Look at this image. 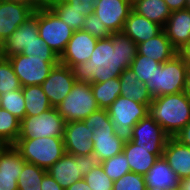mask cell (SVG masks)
I'll return each mask as SVG.
<instances>
[{
    "label": "cell",
    "mask_w": 190,
    "mask_h": 190,
    "mask_svg": "<svg viewBox=\"0 0 190 190\" xmlns=\"http://www.w3.org/2000/svg\"><path fill=\"white\" fill-rule=\"evenodd\" d=\"M46 173V169L26 162L17 180L18 190H41V182Z\"/></svg>",
    "instance_id": "32"
},
{
    "label": "cell",
    "mask_w": 190,
    "mask_h": 190,
    "mask_svg": "<svg viewBox=\"0 0 190 190\" xmlns=\"http://www.w3.org/2000/svg\"><path fill=\"white\" fill-rule=\"evenodd\" d=\"M132 10V0H97L93 13L110 33H115L122 31Z\"/></svg>",
    "instance_id": "14"
},
{
    "label": "cell",
    "mask_w": 190,
    "mask_h": 190,
    "mask_svg": "<svg viewBox=\"0 0 190 190\" xmlns=\"http://www.w3.org/2000/svg\"><path fill=\"white\" fill-rule=\"evenodd\" d=\"M179 186L181 190H190V176L179 179Z\"/></svg>",
    "instance_id": "48"
},
{
    "label": "cell",
    "mask_w": 190,
    "mask_h": 190,
    "mask_svg": "<svg viewBox=\"0 0 190 190\" xmlns=\"http://www.w3.org/2000/svg\"><path fill=\"white\" fill-rule=\"evenodd\" d=\"M146 190H164V189L154 187V188H146Z\"/></svg>",
    "instance_id": "52"
},
{
    "label": "cell",
    "mask_w": 190,
    "mask_h": 190,
    "mask_svg": "<svg viewBox=\"0 0 190 190\" xmlns=\"http://www.w3.org/2000/svg\"><path fill=\"white\" fill-rule=\"evenodd\" d=\"M166 190H181L180 186H175V187H172V188H167Z\"/></svg>",
    "instance_id": "50"
},
{
    "label": "cell",
    "mask_w": 190,
    "mask_h": 190,
    "mask_svg": "<svg viewBox=\"0 0 190 190\" xmlns=\"http://www.w3.org/2000/svg\"><path fill=\"white\" fill-rule=\"evenodd\" d=\"M6 1L23 4L33 9L34 11H36L37 9L41 8L44 5L43 0H6Z\"/></svg>",
    "instance_id": "44"
},
{
    "label": "cell",
    "mask_w": 190,
    "mask_h": 190,
    "mask_svg": "<svg viewBox=\"0 0 190 190\" xmlns=\"http://www.w3.org/2000/svg\"><path fill=\"white\" fill-rule=\"evenodd\" d=\"M185 94L190 98V67L187 68Z\"/></svg>",
    "instance_id": "49"
},
{
    "label": "cell",
    "mask_w": 190,
    "mask_h": 190,
    "mask_svg": "<svg viewBox=\"0 0 190 190\" xmlns=\"http://www.w3.org/2000/svg\"><path fill=\"white\" fill-rule=\"evenodd\" d=\"M163 157L179 179L190 176V147L181 144L174 137H169Z\"/></svg>",
    "instance_id": "23"
},
{
    "label": "cell",
    "mask_w": 190,
    "mask_h": 190,
    "mask_svg": "<svg viewBox=\"0 0 190 190\" xmlns=\"http://www.w3.org/2000/svg\"><path fill=\"white\" fill-rule=\"evenodd\" d=\"M4 146V144L0 141V149Z\"/></svg>",
    "instance_id": "53"
},
{
    "label": "cell",
    "mask_w": 190,
    "mask_h": 190,
    "mask_svg": "<svg viewBox=\"0 0 190 190\" xmlns=\"http://www.w3.org/2000/svg\"><path fill=\"white\" fill-rule=\"evenodd\" d=\"M120 87L119 77L101 83H92L91 90L98 107L107 109L121 95Z\"/></svg>",
    "instance_id": "29"
},
{
    "label": "cell",
    "mask_w": 190,
    "mask_h": 190,
    "mask_svg": "<svg viewBox=\"0 0 190 190\" xmlns=\"http://www.w3.org/2000/svg\"><path fill=\"white\" fill-rule=\"evenodd\" d=\"M148 114L169 137H174L190 121V98L184 91L154 97Z\"/></svg>",
    "instance_id": "2"
},
{
    "label": "cell",
    "mask_w": 190,
    "mask_h": 190,
    "mask_svg": "<svg viewBox=\"0 0 190 190\" xmlns=\"http://www.w3.org/2000/svg\"><path fill=\"white\" fill-rule=\"evenodd\" d=\"M162 63L155 61L154 59L136 54L133 62L131 63L130 69H132L139 82L145 84L148 80H152L157 67L160 66Z\"/></svg>",
    "instance_id": "33"
},
{
    "label": "cell",
    "mask_w": 190,
    "mask_h": 190,
    "mask_svg": "<svg viewBox=\"0 0 190 190\" xmlns=\"http://www.w3.org/2000/svg\"><path fill=\"white\" fill-rule=\"evenodd\" d=\"M181 144L190 147V121L174 136Z\"/></svg>",
    "instance_id": "43"
},
{
    "label": "cell",
    "mask_w": 190,
    "mask_h": 190,
    "mask_svg": "<svg viewBox=\"0 0 190 190\" xmlns=\"http://www.w3.org/2000/svg\"><path fill=\"white\" fill-rule=\"evenodd\" d=\"M137 54L144 55L154 59L155 61L164 63L177 55V49L167 38L165 31L162 30L155 37L137 44Z\"/></svg>",
    "instance_id": "24"
},
{
    "label": "cell",
    "mask_w": 190,
    "mask_h": 190,
    "mask_svg": "<svg viewBox=\"0 0 190 190\" xmlns=\"http://www.w3.org/2000/svg\"><path fill=\"white\" fill-rule=\"evenodd\" d=\"M65 120L54 107L40 115L25 116L21 120L18 139L63 137Z\"/></svg>",
    "instance_id": "11"
},
{
    "label": "cell",
    "mask_w": 190,
    "mask_h": 190,
    "mask_svg": "<svg viewBox=\"0 0 190 190\" xmlns=\"http://www.w3.org/2000/svg\"><path fill=\"white\" fill-rule=\"evenodd\" d=\"M25 163L14 145L0 149V190H18L17 180Z\"/></svg>",
    "instance_id": "17"
},
{
    "label": "cell",
    "mask_w": 190,
    "mask_h": 190,
    "mask_svg": "<svg viewBox=\"0 0 190 190\" xmlns=\"http://www.w3.org/2000/svg\"><path fill=\"white\" fill-rule=\"evenodd\" d=\"M44 4H47L72 29L82 30V24L87 15L73 9L72 5L66 0H54Z\"/></svg>",
    "instance_id": "30"
},
{
    "label": "cell",
    "mask_w": 190,
    "mask_h": 190,
    "mask_svg": "<svg viewBox=\"0 0 190 190\" xmlns=\"http://www.w3.org/2000/svg\"><path fill=\"white\" fill-rule=\"evenodd\" d=\"M105 173L113 181L118 180L123 175L131 172L127 158L123 152L100 162Z\"/></svg>",
    "instance_id": "36"
},
{
    "label": "cell",
    "mask_w": 190,
    "mask_h": 190,
    "mask_svg": "<svg viewBox=\"0 0 190 190\" xmlns=\"http://www.w3.org/2000/svg\"><path fill=\"white\" fill-rule=\"evenodd\" d=\"M99 164L100 162L94 154L74 156L65 153L47 169V172L63 189H66L74 182L83 179L91 169Z\"/></svg>",
    "instance_id": "7"
},
{
    "label": "cell",
    "mask_w": 190,
    "mask_h": 190,
    "mask_svg": "<svg viewBox=\"0 0 190 190\" xmlns=\"http://www.w3.org/2000/svg\"><path fill=\"white\" fill-rule=\"evenodd\" d=\"M137 54V45L123 31L111 33L110 37L99 39L87 62L73 66L76 82L101 83L118 78L130 68Z\"/></svg>",
    "instance_id": "1"
},
{
    "label": "cell",
    "mask_w": 190,
    "mask_h": 190,
    "mask_svg": "<svg viewBox=\"0 0 190 190\" xmlns=\"http://www.w3.org/2000/svg\"><path fill=\"white\" fill-rule=\"evenodd\" d=\"M70 3L73 9L80 11L81 14L88 15L92 14L94 11V6L97 0H66Z\"/></svg>",
    "instance_id": "41"
},
{
    "label": "cell",
    "mask_w": 190,
    "mask_h": 190,
    "mask_svg": "<svg viewBox=\"0 0 190 190\" xmlns=\"http://www.w3.org/2000/svg\"><path fill=\"white\" fill-rule=\"evenodd\" d=\"M65 190H91V189L88 183H86L84 179H81L78 182H74L71 186H69Z\"/></svg>",
    "instance_id": "47"
},
{
    "label": "cell",
    "mask_w": 190,
    "mask_h": 190,
    "mask_svg": "<svg viewBox=\"0 0 190 190\" xmlns=\"http://www.w3.org/2000/svg\"><path fill=\"white\" fill-rule=\"evenodd\" d=\"M0 98L1 108L7 110L19 120L25 117L26 110L22 89L6 92L0 95Z\"/></svg>",
    "instance_id": "34"
},
{
    "label": "cell",
    "mask_w": 190,
    "mask_h": 190,
    "mask_svg": "<svg viewBox=\"0 0 190 190\" xmlns=\"http://www.w3.org/2000/svg\"><path fill=\"white\" fill-rule=\"evenodd\" d=\"M44 1V3H46V2H51V0H43Z\"/></svg>",
    "instance_id": "54"
},
{
    "label": "cell",
    "mask_w": 190,
    "mask_h": 190,
    "mask_svg": "<svg viewBox=\"0 0 190 190\" xmlns=\"http://www.w3.org/2000/svg\"><path fill=\"white\" fill-rule=\"evenodd\" d=\"M93 131L94 128L87 127L82 120L66 122L63 132L66 153L74 156L93 154Z\"/></svg>",
    "instance_id": "15"
},
{
    "label": "cell",
    "mask_w": 190,
    "mask_h": 190,
    "mask_svg": "<svg viewBox=\"0 0 190 190\" xmlns=\"http://www.w3.org/2000/svg\"><path fill=\"white\" fill-rule=\"evenodd\" d=\"M22 93L25 101V116L40 115L52 108L41 85L24 86Z\"/></svg>",
    "instance_id": "28"
},
{
    "label": "cell",
    "mask_w": 190,
    "mask_h": 190,
    "mask_svg": "<svg viewBox=\"0 0 190 190\" xmlns=\"http://www.w3.org/2000/svg\"><path fill=\"white\" fill-rule=\"evenodd\" d=\"M150 104L137 103L120 95L108 108V114L114 125V134L124 142L131 141L133 127L149 113Z\"/></svg>",
    "instance_id": "6"
},
{
    "label": "cell",
    "mask_w": 190,
    "mask_h": 190,
    "mask_svg": "<svg viewBox=\"0 0 190 190\" xmlns=\"http://www.w3.org/2000/svg\"><path fill=\"white\" fill-rule=\"evenodd\" d=\"M74 31L47 4L38 9V34L59 57Z\"/></svg>",
    "instance_id": "8"
},
{
    "label": "cell",
    "mask_w": 190,
    "mask_h": 190,
    "mask_svg": "<svg viewBox=\"0 0 190 190\" xmlns=\"http://www.w3.org/2000/svg\"><path fill=\"white\" fill-rule=\"evenodd\" d=\"M177 55L190 67V41L177 50Z\"/></svg>",
    "instance_id": "45"
},
{
    "label": "cell",
    "mask_w": 190,
    "mask_h": 190,
    "mask_svg": "<svg viewBox=\"0 0 190 190\" xmlns=\"http://www.w3.org/2000/svg\"><path fill=\"white\" fill-rule=\"evenodd\" d=\"M187 68V64L176 55L158 66L152 80H148L145 86L153 98L185 91Z\"/></svg>",
    "instance_id": "5"
},
{
    "label": "cell",
    "mask_w": 190,
    "mask_h": 190,
    "mask_svg": "<svg viewBox=\"0 0 190 190\" xmlns=\"http://www.w3.org/2000/svg\"><path fill=\"white\" fill-rule=\"evenodd\" d=\"M76 83L72 69L58 63L41 84L52 107L56 108L72 90Z\"/></svg>",
    "instance_id": "13"
},
{
    "label": "cell",
    "mask_w": 190,
    "mask_h": 190,
    "mask_svg": "<svg viewBox=\"0 0 190 190\" xmlns=\"http://www.w3.org/2000/svg\"><path fill=\"white\" fill-rule=\"evenodd\" d=\"M98 39L83 30H75L67 43L65 51L59 57V63L72 68L87 62L96 46Z\"/></svg>",
    "instance_id": "16"
},
{
    "label": "cell",
    "mask_w": 190,
    "mask_h": 190,
    "mask_svg": "<svg viewBox=\"0 0 190 190\" xmlns=\"http://www.w3.org/2000/svg\"><path fill=\"white\" fill-rule=\"evenodd\" d=\"M163 30L172 45L179 50L190 41V10L171 12Z\"/></svg>",
    "instance_id": "21"
},
{
    "label": "cell",
    "mask_w": 190,
    "mask_h": 190,
    "mask_svg": "<svg viewBox=\"0 0 190 190\" xmlns=\"http://www.w3.org/2000/svg\"><path fill=\"white\" fill-rule=\"evenodd\" d=\"M113 190H146L145 176L129 172L114 181Z\"/></svg>",
    "instance_id": "38"
},
{
    "label": "cell",
    "mask_w": 190,
    "mask_h": 190,
    "mask_svg": "<svg viewBox=\"0 0 190 190\" xmlns=\"http://www.w3.org/2000/svg\"><path fill=\"white\" fill-rule=\"evenodd\" d=\"M91 190H113L114 181L105 173L101 163L83 177Z\"/></svg>",
    "instance_id": "37"
},
{
    "label": "cell",
    "mask_w": 190,
    "mask_h": 190,
    "mask_svg": "<svg viewBox=\"0 0 190 190\" xmlns=\"http://www.w3.org/2000/svg\"><path fill=\"white\" fill-rule=\"evenodd\" d=\"M171 12L186 9V0H164Z\"/></svg>",
    "instance_id": "46"
},
{
    "label": "cell",
    "mask_w": 190,
    "mask_h": 190,
    "mask_svg": "<svg viewBox=\"0 0 190 190\" xmlns=\"http://www.w3.org/2000/svg\"><path fill=\"white\" fill-rule=\"evenodd\" d=\"M34 10L23 4L0 1V44L8 39L11 34L29 17Z\"/></svg>",
    "instance_id": "19"
},
{
    "label": "cell",
    "mask_w": 190,
    "mask_h": 190,
    "mask_svg": "<svg viewBox=\"0 0 190 190\" xmlns=\"http://www.w3.org/2000/svg\"><path fill=\"white\" fill-rule=\"evenodd\" d=\"M22 89V85L8 58L0 56V95Z\"/></svg>",
    "instance_id": "35"
},
{
    "label": "cell",
    "mask_w": 190,
    "mask_h": 190,
    "mask_svg": "<svg viewBox=\"0 0 190 190\" xmlns=\"http://www.w3.org/2000/svg\"><path fill=\"white\" fill-rule=\"evenodd\" d=\"M132 9L139 15L164 27L171 11L164 0H132Z\"/></svg>",
    "instance_id": "27"
},
{
    "label": "cell",
    "mask_w": 190,
    "mask_h": 190,
    "mask_svg": "<svg viewBox=\"0 0 190 190\" xmlns=\"http://www.w3.org/2000/svg\"><path fill=\"white\" fill-rule=\"evenodd\" d=\"M82 121L87 127L94 128L91 141L93 154L99 162L123 152L125 142L114 134V125L107 109L99 108Z\"/></svg>",
    "instance_id": "3"
},
{
    "label": "cell",
    "mask_w": 190,
    "mask_h": 190,
    "mask_svg": "<svg viewBox=\"0 0 190 190\" xmlns=\"http://www.w3.org/2000/svg\"><path fill=\"white\" fill-rule=\"evenodd\" d=\"M82 30L98 40L110 37L111 35L103 22L94 13L86 16L82 24Z\"/></svg>",
    "instance_id": "39"
},
{
    "label": "cell",
    "mask_w": 190,
    "mask_h": 190,
    "mask_svg": "<svg viewBox=\"0 0 190 190\" xmlns=\"http://www.w3.org/2000/svg\"><path fill=\"white\" fill-rule=\"evenodd\" d=\"M121 95L134 100L137 103L150 104L153 97L145 84L139 82L135 72L126 68L119 76Z\"/></svg>",
    "instance_id": "26"
},
{
    "label": "cell",
    "mask_w": 190,
    "mask_h": 190,
    "mask_svg": "<svg viewBox=\"0 0 190 190\" xmlns=\"http://www.w3.org/2000/svg\"><path fill=\"white\" fill-rule=\"evenodd\" d=\"M163 151L164 149H145L132 141L125 142L123 148L131 172L141 175H145L155 161L163 156Z\"/></svg>",
    "instance_id": "20"
},
{
    "label": "cell",
    "mask_w": 190,
    "mask_h": 190,
    "mask_svg": "<svg viewBox=\"0 0 190 190\" xmlns=\"http://www.w3.org/2000/svg\"><path fill=\"white\" fill-rule=\"evenodd\" d=\"M144 176L146 188L157 187L166 190L179 185L177 174L171 169L163 156L155 161Z\"/></svg>",
    "instance_id": "25"
},
{
    "label": "cell",
    "mask_w": 190,
    "mask_h": 190,
    "mask_svg": "<svg viewBox=\"0 0 190 190\" xmlns=\"http://www.w3.org/2000/svg\"><path fill=\"white\" fill-rule=\"evenodd\" d=\"M21 120L7 110L0 108V141L4 145H14L20 133Z\"/></svg>",
    "instance_id": "31"
},
{
    "label": "cell",
    "mask_w": 190,
    "mask_h": 190,
    "mask_svg": "<svg viewBox=\"0 0 190 190\" xmlns=\"http://www.w3.org/2000/svg\"><path fill=\"white\" fill-rule=\"evenodd\" d=\"M22 87L41 85L51 70L59 63V57H37L17 54L8 57Z\"/></svg>",
    "instance_id": "9"
},
{
    "label": "cell",
    "mask_w": 190,
    "mask_h": 190,
    "mask_svg": "<svg viewBox=\"0 0 190 190\" xmlns=\"http://www.w3.org/2000/svg\"><path fill=\"white\" fill-rule=\"evenodd\" d=\"M186 9L190 10V0H186Z\"/></svg>",
    "instance_id": "51"
},
{
    "label": "cell",
    "mask_w": 190,
    "mask_h": 190,
    "mask_svg": "<svg viewBox=\"0 0 190 190\" xmlns=\"http://www.w3.org/2000/svg\"><path fill=\"white\" fill-rule=\"evenodd\" d=\"M56 109L65 122H70L84 120L99 107L93 96L91 84L76 82Z\"/></svg>",
    "instance_id": "10"
},
{
    "label": "cell",
    "mask_w": 190,
    "mask_h": 190,
    "mask_svg": "<svg viewBox=\"0 0 190 190\" xmlns=\"http://www.w3.org/2000/svg\"><path fill=\"white\" fill-rule=\"evenodd\" d=\"M38 34V9L34 14L22 23L2 44H0V56L12 57L22 54L25 48L33 44H44Z\"/></svg>",
    "instance_id": "12"
},
{
    "label": "cell",
    "mask_w": 190,
    "mask_h": 190,
    "mask_svg": "<svg viewBox=\"0 0 190 190\" xmlns=\"http://www.w3.org/2000/svg\"><path fill=\"white\" fill-rule=\"evenodd\" d=\"M22 54L37 57H59L46 43L33 44L29 48H25Z\"/></svg>",
    "instance_id": "40"
},
{
    "label": "cell",
    "mask_w": 190,
    "mask_h": 190,
    "mask_svg": "<svg viewBox=\"0 0 190 190\" xmlns=\"http://www.w3.org/2000/svg\"><path fill=\"white\" fill-rule=\"evenodd\" d=\"M163 30L159 24L131 11L122 31L137 45L155 37Z\"/></svg>",
    "instance_id": "22"
},
{
    "label": "cell",
    "mask_w": 190,
    "mask_h": 190,
    "mask_svg": "<svg viewBox=\"0 0 190 190\" xmlns=\"http://www.w3.org/2000/svg\"><path fill=\"white\" fill-rule=\"evenodd\" d=\"M41 190H65L55 179L47 172L41 182Z\"/></svg>",
    "instance_id": "42"
},
{
    "label": "cell",
    "mask_w": 190,
    "mask_h": 190,
    "mask_svg": "<svg viewBox=\"0 0 190 190\" xmlns=\"http://www.w3.org/2000/svg\"><path fill=\"white\" fill-rule=\"evenodd\" d=\"M169 136L148 114L133 127L131 141L145 149H164Z\"/></svg>",
    "instance_id": "18"
},
{
    "label": "cell",
    "mask_w": 190,
    "mask_h": 190,
    "mask_svg": "<svg viewBox=\"0 0 190 190\" xmlns=\"http://www.w3.org/2000/svg\"><path fill=\"white\" fill-rule=\"evenodd\" d=\"M14 147L27 163L46 170L66 153L63 137L17 139Z\"/></svg>",
    "instance_id": "4"
}]
</instances>
